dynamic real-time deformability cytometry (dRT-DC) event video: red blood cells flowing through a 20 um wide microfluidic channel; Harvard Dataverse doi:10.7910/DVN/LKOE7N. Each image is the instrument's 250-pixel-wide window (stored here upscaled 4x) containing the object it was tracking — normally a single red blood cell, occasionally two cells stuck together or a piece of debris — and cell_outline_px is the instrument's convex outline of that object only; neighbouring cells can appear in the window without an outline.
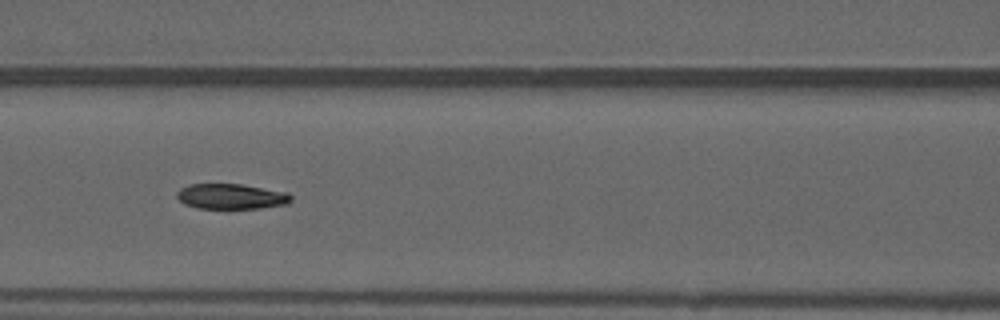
{"species": "common noctule bat (a hibernating species)", "species_latin": "Nyctalus noctula", "temperature_condition": "warm", "stored_images_in_passage": 53, "camera_frame_rate_fps": 3000, "um_per_image_px": 0.085, "animal": {"sex": "male", "forearm_length_mm": 52.5}, "frame": {"image": 1, "passage_image": 23, "time_ms": 7.333, "image_size_px": [1000, 320], "cell_outline_px": [[292, 200], [288, 204], [260, 208], [196, 208], [184, 204], [176, 196], [176, 192], [180, 188], [192, 184], [240, 184], [288, 192], [292, 196]], "centroid_in_image_um": [19.66, 16.7], "position_along_channel_um": 146.9, "area_um2": 16.88}, "authors_computed_cell_mechanics": {"area_um2": 17.8602, "velocity_mm_per_s": 3.964, "shape_relaxation_time_tau1_ms": null, "shape_relaxation_time_tau2_ms": 2.0618, "deformation_change_tau1": null, "deformation_change_tau2": 0.0651}}